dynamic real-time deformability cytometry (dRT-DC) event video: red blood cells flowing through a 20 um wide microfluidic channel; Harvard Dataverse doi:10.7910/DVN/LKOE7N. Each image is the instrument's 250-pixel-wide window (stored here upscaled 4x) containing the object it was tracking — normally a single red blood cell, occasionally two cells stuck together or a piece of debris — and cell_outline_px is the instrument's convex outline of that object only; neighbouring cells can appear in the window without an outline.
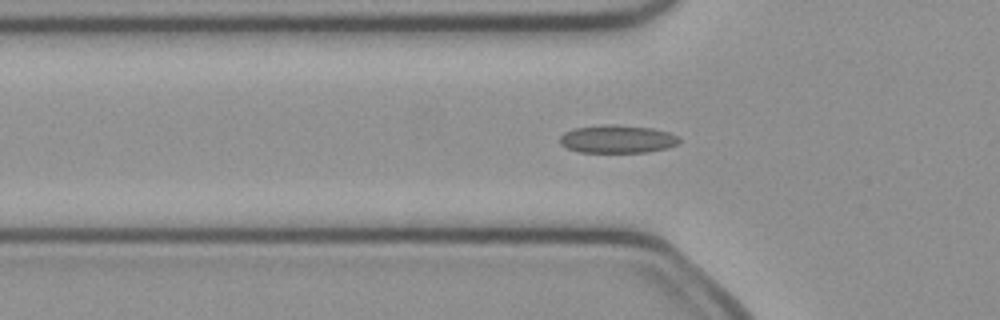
{"species": "common noctule bat (a hibernating species)", "species_latin": "Nyctalus noctula", "temperature_condition": "cold", "stored_images_in_passage": 49, "camera_frame_rate_fps": 3000, "um_per_image_px": 0.085, "animal": {"sex": "female", "body_mass_g": 21.9}, "frame": {"image": 1, "passage_image": 14, "time_ms": 4.333, "image_size_px": [1000, 320], "cell_outline_px": [[680, 144], [668, 148], [648, 152], [580, 152], [568, 148], [560, 144], [560, 136], [564, 132], [572, 128], [608, 124], [652, 128], [668, 132], [680, 136]], "centroid_in_image_um": [52.5, 11.82], "position_along_channel_um": 73.3, "area_um2": 19.59}}
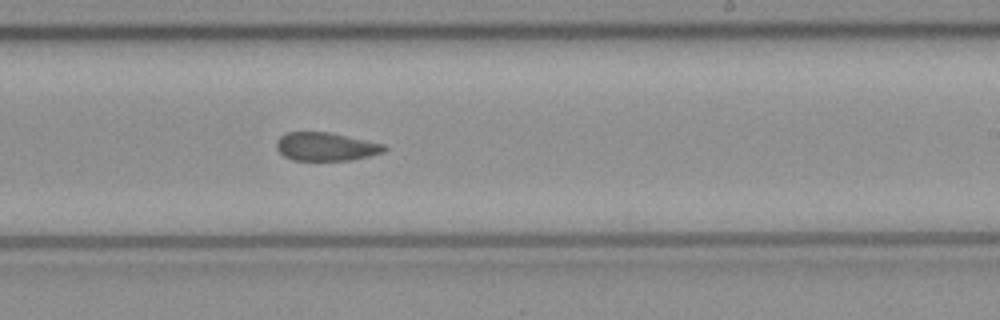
{"frame": {"image": 2, "passage_image": 28, "time_ms": 9.0, "image_size_px": [1000, 320], "cell_outline_px": [[388, 148], [384, 152], [368, 156], [348, 160], [292, 160], [284, 156], [276, 148], [276, 140], [280, 136], [288, 132], [328, 132], [384, 144]], "centroid_in_image_um": [27.68, 12.46], "position_along_channel_um": 261.3, "area_um2": 17.69}}
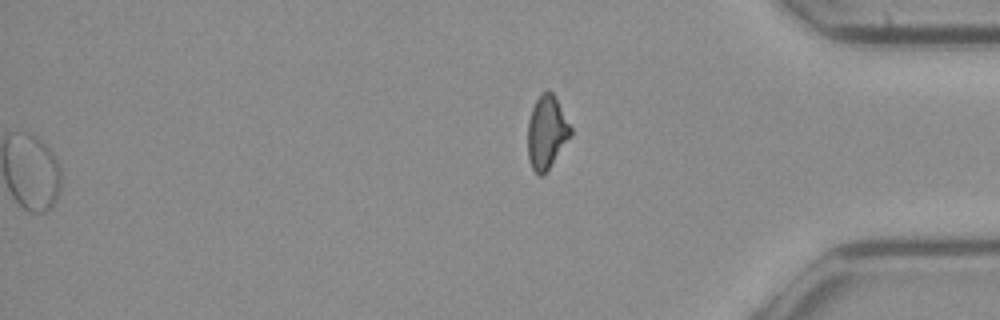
{"frame": {"image": 3, "passage_image": 49, "time_ms": 16.0, "image_size_px": [1000, 320], "cell_outline_px": [[572, 136], [548, 168], [540, 176], [532, 168], [528, 160], [528, 120], [532, 108], [536, 100], [548, 88], [552, 92], [572, 128]], "centroid_in_image_um": [46.47, 11.23], "position_along_channel_um": 388.7, "area_um2": 18.03}, "authors_computed_cell_mechanics": {"area_um2": 19.3052, "velocity_mm_per_s": 4.0009, "shape_relaxation_time_tau1_ms": null, "shape_relaxation_time_tau2_ms": 2.5947, "deformation_change_tau1": null, "deformation_change_tau2": 0.0832}}